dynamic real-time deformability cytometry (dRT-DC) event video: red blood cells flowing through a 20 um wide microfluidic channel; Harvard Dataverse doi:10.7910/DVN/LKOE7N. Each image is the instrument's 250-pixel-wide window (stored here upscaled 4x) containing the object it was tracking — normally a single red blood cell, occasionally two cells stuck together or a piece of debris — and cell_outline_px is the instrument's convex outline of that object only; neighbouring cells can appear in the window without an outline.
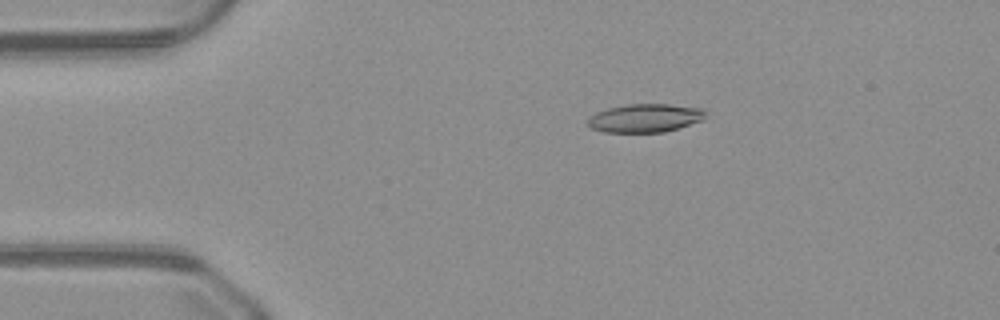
{"species": "common noctule bat (a hibernating species)", "species_latin": "Nyctalus noctula", "temperature_condition": "warm", "stored_images_in_passage": 48, "camera_frame_rate_fps": 3000, "um_per_image_px": 0.085, "animal": {"sex": "male", "body_mass_g": 23.1, "forearm_length_mm": 52.7}, "frame": {"image": 1, "passage_image": 8, "time_ms": 2.333, "image_size_px": [1000, 320], "cell_outline_px": [[708, 112], [704, 120], [664, 132], [604, 132], [592, 128], [588, 124], [588, 116], [596, 112], [608, 108], [628, 104], [668, 104], [704, 108]], "centroid_in_image_um": [54.87, 10.03], "position_along_channel_um": 30.1, "area_um2": 19.65}}
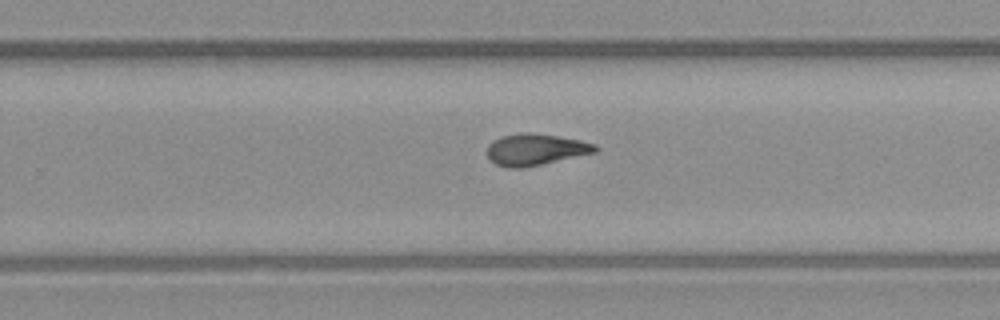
{"frame": {"image": 2, "passage_image": 30, "time_ms": 9.667, "image_size_px": [1000, 320], "cell_outline_px": [[600, 148], [596, 152], [524, 168], [508, 168], [496, 164], [488, 156], [488, 144], [492, 140], [500, 136], [520, 132], [528, 132], [556, 136], [580, 140], [596, 144]], "centroid_in_image_um": [45.51, 12.7], "position_along_channel_um": 284.3, "area_um2": 19.88}}
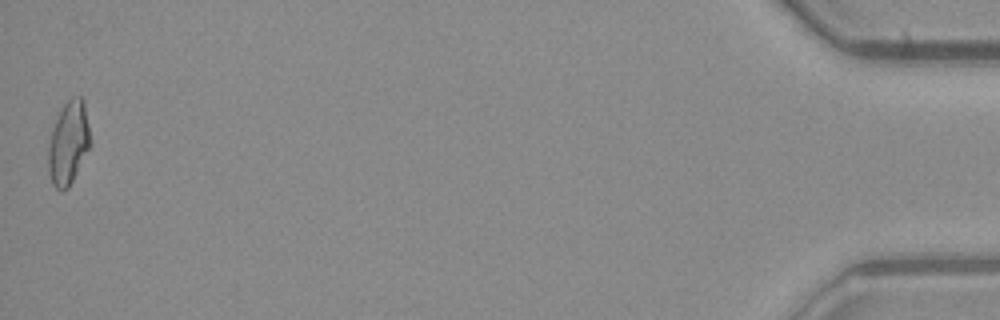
{"frame": {"image": 3, "passage_image": 48, "time_ms": 15.667, "image_size_px": [1000, 320], "cell_outline_px": [[92, 144], [68, 188], [56, 188], [52, 184], [48, 172], [48, 144], [56, 120], [64, 104], [72, 96], [80, 96], [84, 100]], "centroid_in_image_um": [5.84, 12.13], "position_along_channel_um": 429.4, "area_um2": 20.29}}